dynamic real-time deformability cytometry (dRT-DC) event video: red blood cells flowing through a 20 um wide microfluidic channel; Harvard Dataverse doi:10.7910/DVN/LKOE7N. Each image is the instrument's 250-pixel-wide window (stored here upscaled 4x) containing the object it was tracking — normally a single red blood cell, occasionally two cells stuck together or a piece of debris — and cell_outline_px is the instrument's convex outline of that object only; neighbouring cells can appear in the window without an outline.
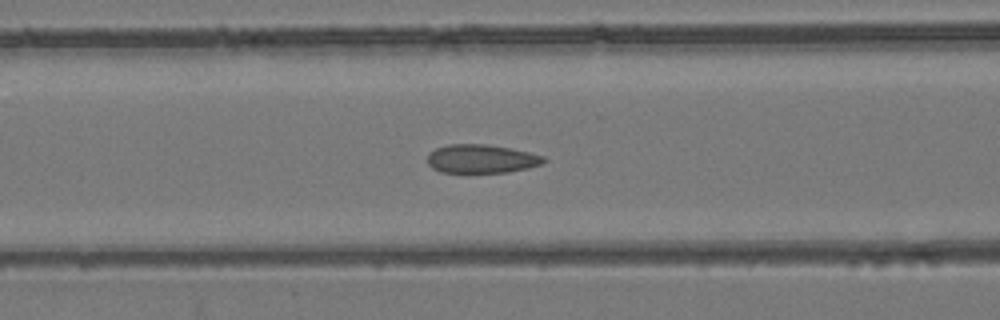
{"species": "common noctule bat (a hibernating species)", "species_latin": "Nyctalus noctula", "temperature_condition": "room temperature", "stored_images_in_passage": 49, "camera_frame_rate_fps": 3000, "um_per_image_px": 0.085, "animal": {"sex": "female", "body_mass_g": 24.6, "forearm_length_mm": 56.2}, "frame": {"image": 1, "passage_image": 22, "time_ms": 7.0, "image_size_px": [1000, 320], "cell_outline_px": [[548, 160], [544, 164], [528, 168], [508, 172], [440, 172], [432, 168], [428, 164], [428, 152], [436, 148], [448, 144], [488, 144], [528, 152], [544, 156]], "centroid_in_image_um": [40.93, 13.5], "position_along_channel_um": 125.7, "area_um2": 19.48}}
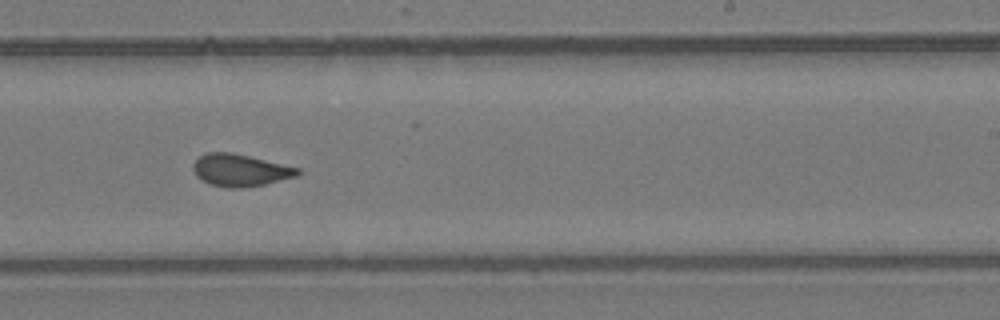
{"frame": {"image": 2, "passage_image": 33, "time_ms": 10.667, "image_size_px": [1000, 320], "cell_outline_px": [[304, 172], [296, 176], [264, 184], [240, 188], [228, 188], [212, 184], [196, 176], [192, 168], [192, 164], [200, 156], [208, 152], [232, 152], [300, 168]], "centroid_in_image_um": [20.43, 14.46], "position_along_channel_um": 268.6, "area_um2": 19.48}}
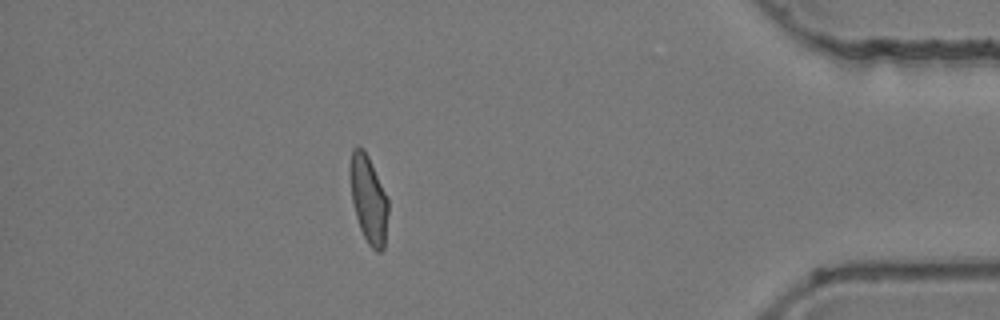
{"frame": {"image": 3, "passage_image": 47, "time_ms": 15.333, "image_size_px": [1000, 320], "cell_outline_px": [[388, 212], [384, 248], [380, 252], [376, 252], [368, 244], [360, 228], [356, 216], [352, 200], [348, 172], [348, 168], [352, 148], [356, 144], [364, 148], [368, 156], [388, 200]], "centroid_in_image_um": [31.29, 16.89], "position_along_channel_um": 403.9, "area_um2": 19.59}}